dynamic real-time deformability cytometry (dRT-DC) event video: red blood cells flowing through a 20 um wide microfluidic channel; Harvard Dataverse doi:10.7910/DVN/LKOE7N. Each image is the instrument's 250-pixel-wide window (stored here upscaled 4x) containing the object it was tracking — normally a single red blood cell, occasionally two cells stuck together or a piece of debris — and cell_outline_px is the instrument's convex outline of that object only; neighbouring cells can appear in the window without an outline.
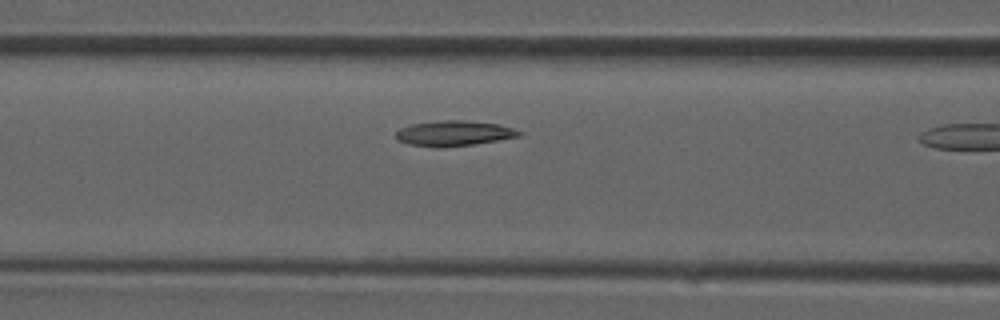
{"species": "common noctule bat (a hibernating species)", "species_latin": "Nyctalus noctula", "temperature_condition": "room temperature", "stored_images_in_passage": 5, "camera_frame_rate_fps": 3000, "um_per_image_px": 0.085, "animal": {"sex": "male", "forearm_length_mm": 52.5}, "frame": {"image": 1, "passage_image": 4, "time_ms": 1.0, "image_size_px": [1000, 320], "cell_outline_px": [[524, 132], [520, 136], [472, 144], [408, 144], [396, 140], [396, 132], [400, 128], [412, 124], [440, 120], [464, 120], [500, 124]], "centroid_in_image_um": [38.63, 11.27], "position_along_channel_um": 128.0, "area_um2": 17.22}}